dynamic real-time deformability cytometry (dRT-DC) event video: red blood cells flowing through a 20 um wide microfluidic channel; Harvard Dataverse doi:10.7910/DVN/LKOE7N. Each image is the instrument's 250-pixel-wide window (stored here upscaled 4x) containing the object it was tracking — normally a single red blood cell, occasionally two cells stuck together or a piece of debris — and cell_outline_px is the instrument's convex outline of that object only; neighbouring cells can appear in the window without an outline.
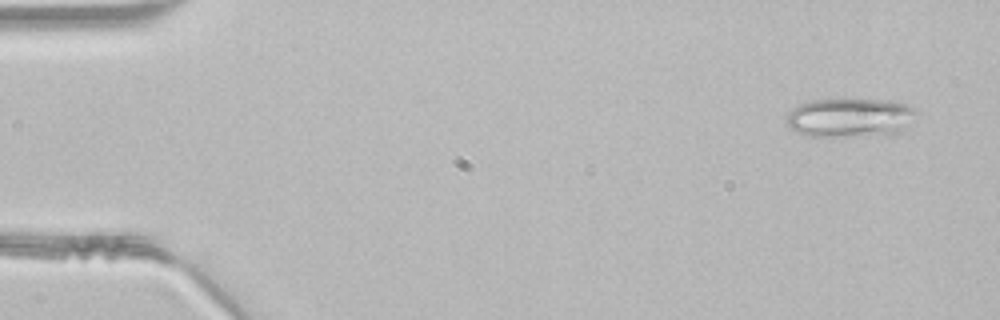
{"species": "common noctule bat (a hibernating species)", "species_latin": "Nyctalus noctula", "temperature_condition": "room temperature", "stored_images_in_passage": 46, "segment_of_instrument_passage": [1, 2], "camera_frame_rate_fps": 3000, "um_per_image_px": 0.085, "animal": {"sex": "male", "body_mass_g": 21.5, "forearm_length_mm": 52.0}, "frame": {"image": 1, "passage_image": 2, "time_ms": 0.333, "image_size_px": [1000, 320], "cell_outline_px": [[920, 112], [900, 132], [892, 136], [808, 136], [796, 132], [788, 128], [788, 112], [792, 108], [800, 104], [812, 100], [888, 100], [908, 104]], "centroid_in_image_um": [72.3, 10.02], "position_along_channel_um": 12.7, "area_um2": 29.88}}
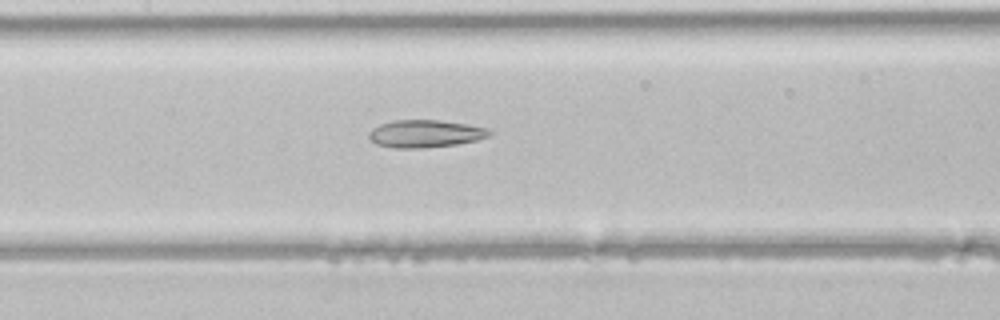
{"frame": {"image": 2, "passage_image": 21, "time_ms": 6.667, "image_size_px": [1000, 320], "cell_outline_px": [[492, 132], [488, 136], [476, 140], [456, 144], [420, 148], [396, 148], [376, 144], [368, 136], [368, 132], [372, 128], [380, 124], [392, 120], [440, 120], [468, 124], [488, 128]], "centroid_in_image_um": [36.13, 11.35], "position_along_channel_um": 171.3, "area_um2": 19.31}}
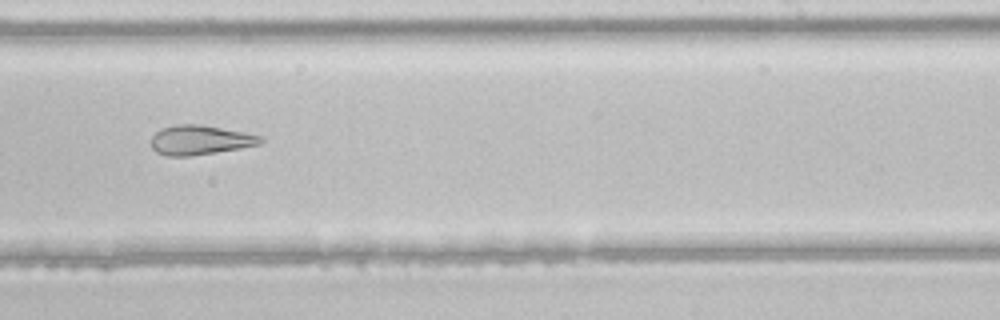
{"frame": {"image": 3, "passage_image": 28, "time_ms": 9.0, "image_size_px": [1000, 320], "cell_outline_px": [[264, 140], [260, 144], [240, 148], [216, 152], [188, 156], [168, 156], [156, 152], [152, 148], [152, 136], [160, 128], [176, 124], [200, 124], [244, 132], [260, 136]], "centroid_in_image_um": [16.98, 11.89], "position_along_channel_um": 272.0, "area_um2": 18.73}}